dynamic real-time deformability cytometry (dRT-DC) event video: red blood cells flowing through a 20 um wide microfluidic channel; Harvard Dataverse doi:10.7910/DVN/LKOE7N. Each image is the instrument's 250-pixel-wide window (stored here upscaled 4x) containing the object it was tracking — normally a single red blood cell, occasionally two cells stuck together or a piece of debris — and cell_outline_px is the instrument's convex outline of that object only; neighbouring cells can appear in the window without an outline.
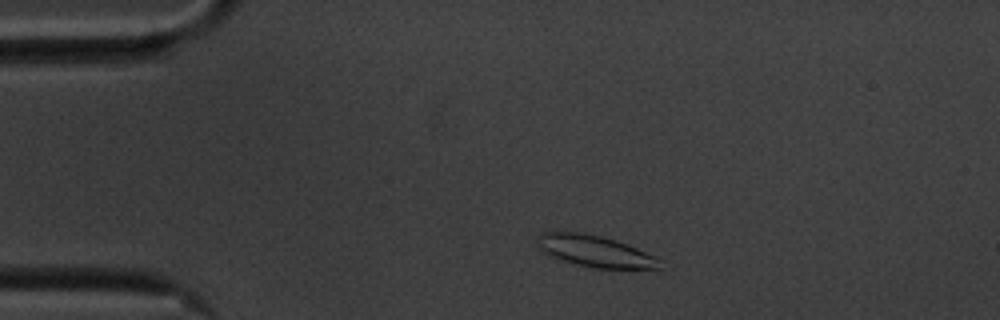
{"species": "common noctule bat (a hibernating species)", "species_latin": "Nyctalus noctula", "temperature_condition": "cold", "stored_images_in_passage": 49, "camera_frame_rate_fps": 3000, "um_per_image_px": 0.085, "animal": {"sex": "male", "body_mass_g": 20.1, "forearm_length_mm": 53.5}, "frame": {"image": 1, "passage_image": 3, "time_ms": 0.667, "image_size_px": [1000, 320], "cell_outline_px": [[664, 268], [592, 268], [556, 260], [540, 252], [536, 236], [544, 232], [584, 232], [616, 240], [636, 248], [660, 260]], "centroid_in_image_um": [50.48, 21.35], "position_along_channel_um": 34.5, "area_um2": 22.66}}
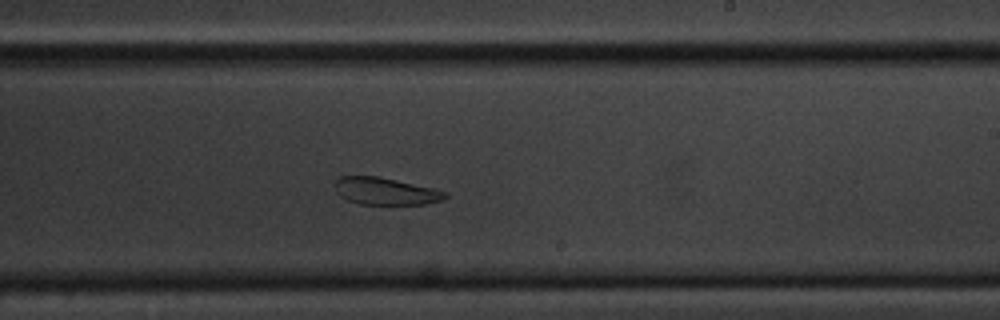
{"frame": {"image": 2, "passage_image": 26, "time_ms": 8.333, "image_size_px": [1000, 320], "cell_outline_px": [[448, 196], [444, 200], [424, 204], [360, 204], [348, 200], [340, 196], [336, 192], [336, 180], [340, 176], [380, 176], [432, 188], [448, 192]], "centroid_in_image_um": [32.79, 16.25], "position_along_channel_um": 256.2, "area_um2": 17.46}}
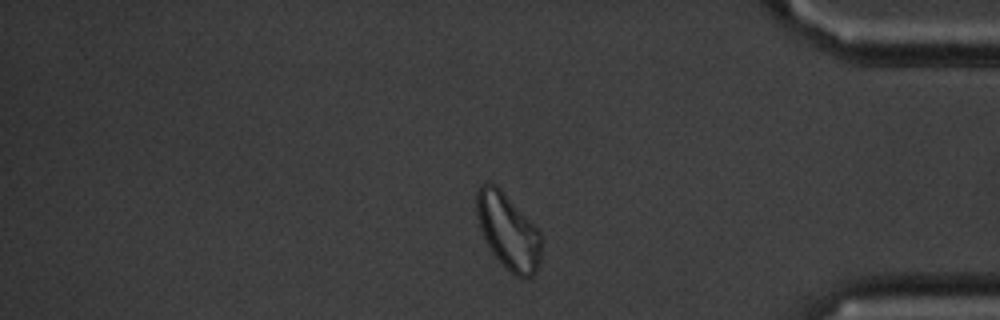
{"frame": {"image": 3, "passage_image": 40, "time_ms": 13.0, "image_size_px": [1000, 320], "cell_outline_px": [[540, 260], [536, 272], [532, 276], [516, 276], [492, 252], [480, 228], [476, 212], [476, 192], [480, 184], [496, 184], [500, 188], [540, 232]], "centroid_in_image_um": [43.17, 19.63], "position_along_channel_um": 392.0, "area_um2": 27.69}, "authors_computed_cell_mechanics": {"area_um2": 21.1548, "velocity_mm_per_s": 3.4354, "shape_relaxation_time_tau1_ms": null, "shape_relaxation_time_tau2_ms": 8.9733, "deformation_change_tau1": null, "deformation_change_tau2": 0.169}}